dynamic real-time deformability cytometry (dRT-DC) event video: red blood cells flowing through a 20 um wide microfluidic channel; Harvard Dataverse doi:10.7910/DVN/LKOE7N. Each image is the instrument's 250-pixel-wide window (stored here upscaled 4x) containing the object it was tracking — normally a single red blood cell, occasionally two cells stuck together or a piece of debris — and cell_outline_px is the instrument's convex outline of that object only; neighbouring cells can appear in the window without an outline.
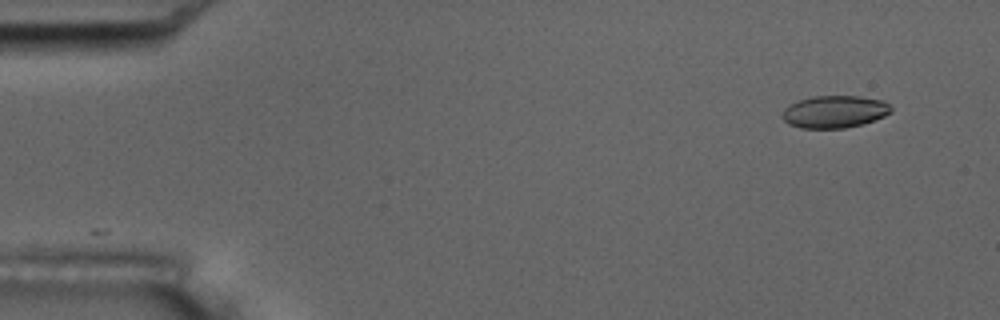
{"species": "common noctule bat (a hibernating species)", "species_latin": "Nyctalus noctula", "temperature_condition": "room temperature", "stored_images_in_passage": 53, "camera_frame_rate_fps": 3000, "um_per_image_px": 0.085, "animal": {"sex": "male", "body_mass_g": 17.5, "forearm_length_mm": 52.3}, "frame": {"image": 1, "passage_image": 1, "time_ms": 0.0, "image_size_px": [1000, 320], "cell_outline_px": [[892, 112], [884, 116], [860, 124], [844, 128], [800, 128], [788, 124], [780, 116], [784, 108], [800, 100], [812, 96], [860, 96], [884, 100], [892, 108]], "centroid_in_image_um": [70.92, 9.49], "position_along_channel_um": 14.1, "area_um2": 20.46}}
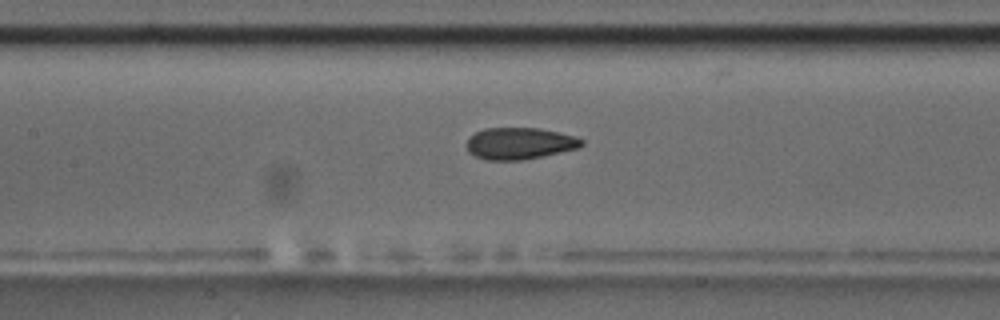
{"frame": {"image": 2, "passage_image": 23, "time_ms": 7.333, "image_size_px": [1000, 320], "cell_outline_px": [[584, 144], [580, 148], [524, 160], [484, 160], [468, 152], [468, 136], [484, 128], [540, 128], [560, 132], [576, 136], [584, 140]], "centroid_in_image_um": [44.2, 12.19], "position_along_channel_um": 163.2, "area_um2": 21.5}}
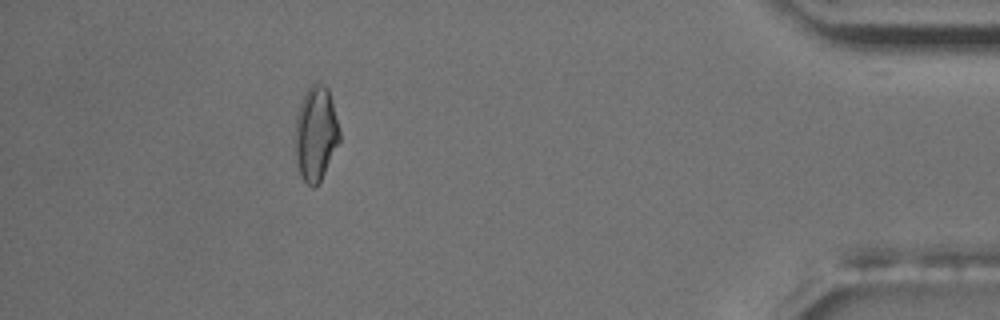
{"frame": {"image": 3, "passage_image": 48, "time_ms": 15.667, "image_size_px": [1000, 320], "cell_outline_px": [[340, 140], [320, 180], [312, 188], [300, 176], [296, 164], [296, 116], [304, 92], [316, 80], [328, 88], [340, 132]], "centroid_in_image_um": [26.83, 11.33], "position_along_channel_um": 408.4, "area_um2": 24.16}, "authors_computed_cell_mechanics": {"area_um2": 21.5594, "velocity_mm_per_s": 3.5754, "shape_relaxation_time_tau1_ms": 5.3501, "shape_relaxation_time_tau2_ms": 1.5831, "deformation_change_tau1": 0.1407, "deformation_change_tau2": 0.0609}}